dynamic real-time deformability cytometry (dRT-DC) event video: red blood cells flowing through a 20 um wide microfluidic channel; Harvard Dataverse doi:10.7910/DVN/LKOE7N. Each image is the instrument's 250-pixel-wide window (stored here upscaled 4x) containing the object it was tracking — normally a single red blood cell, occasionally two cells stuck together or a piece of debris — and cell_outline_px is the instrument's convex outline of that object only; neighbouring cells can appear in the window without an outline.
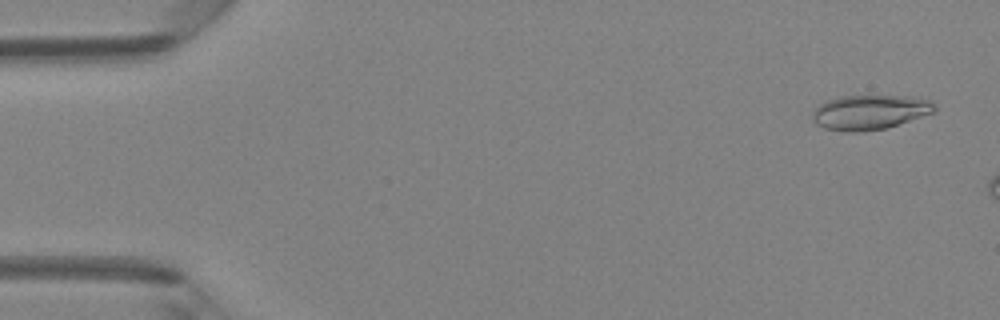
{"species": "Egyptian fruit bat (a non-hibernating species)", "species_latin": "Rousettus aegyptiacus", "temperature_condition": "room temperature", "stored_images_in_passage": 7, "camera_frame_rate_fps": 3000, "um_per_image_px": 0.085, "animal": {"sex": "female"}, "frame": {"image": 1, "passage_image": 2, "time_ms": 0.333, "image_size_px": [1000, 320], "cell_outline_px": [[936, 112], [888, 128], [864, 132], [844, 132], [824, 128], [816, 124], [812, 120], [812, 112], [820, 104], [828, 100], [840, 96], [912, 96], [932, 100], [936, 104]], "centroid_in_image_um": [73.97, 9.55], "position_along_channel_um": 11.0, "area_um2": 25.14}}